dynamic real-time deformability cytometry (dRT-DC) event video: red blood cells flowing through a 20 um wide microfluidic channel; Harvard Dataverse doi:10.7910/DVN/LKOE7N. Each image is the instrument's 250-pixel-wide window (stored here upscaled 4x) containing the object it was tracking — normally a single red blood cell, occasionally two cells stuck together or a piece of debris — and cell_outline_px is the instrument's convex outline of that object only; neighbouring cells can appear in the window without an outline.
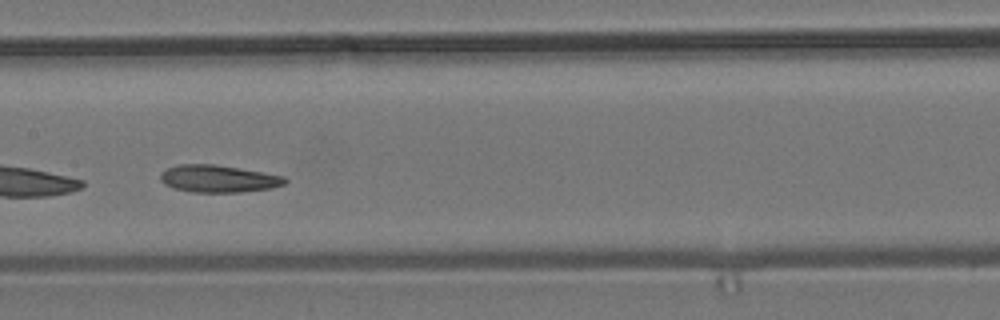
{"species": "common noctule bat (a hibernating species)", "species_latin": "Nyctalus noctula", "temperature_condition": "room temperature", "stored_images_in_passage": 13, "camera_frame_rate_fps": 3000, "um_per_image_px": 0.085, "animal": {"sex": "male", "body_mass_g": 19.2, "forearm_length_mm": 51.8}, "frame": {"image": 1, "passage_image": 6, "time_ms": 7.667, "image_size_px": [1000, 320], "cell_outline_px": [[288, 180], [284, 184], [272, 188], [240, 192], [192, 192], [172, 188], [164, 184], [160, 180], [160, 172], [176, 164], [216, 164], [284, 176]], "centroid_in_image_um": [18.52, 15.19], "position_along_channel_um": 188.9, "area_um2": 19.88}}
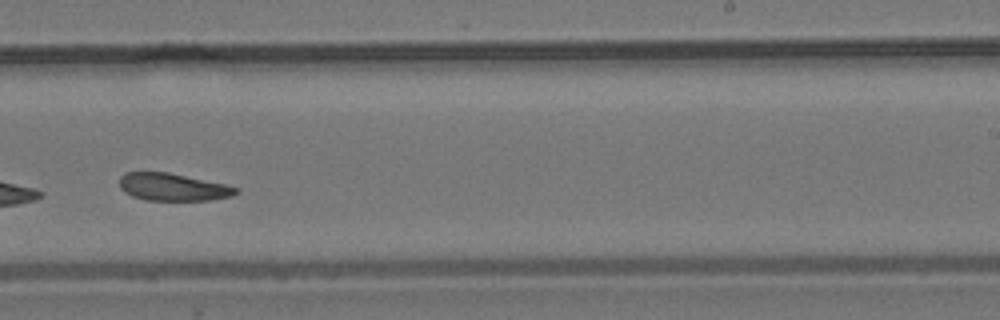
{"frame": {"image": 2, "passage_image": 8, "time_ms": 10.0, "image_size_px": [1000, 320], "cell_outline_px": [[240, 192], [232, 196], [208, 200], [148, 200], [132, 196], [124, 192], [120, 188], [120, 176], [124, 172], [168, 172], [228, 184], [240, 188]], "centroid_in_image_um": [14.73, 15.89], "position_along_channel_um": 274.3, "area_um2": 18.84}}
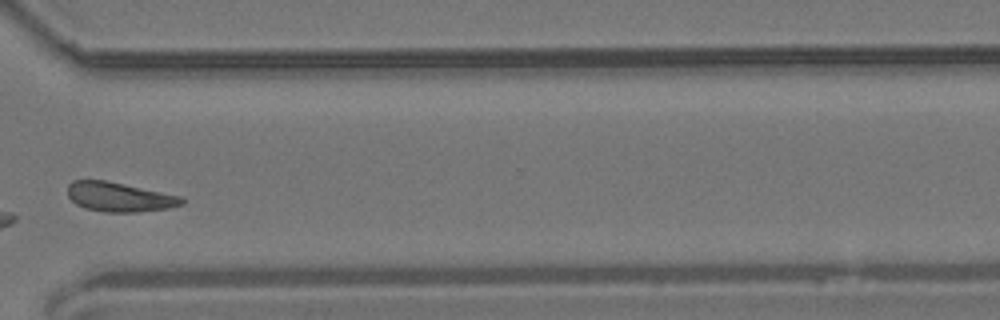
{"frame": {"image": 3, "passage_image": 10, "time_ms": 12.333, "image_size_px": [1000, 320], "cell_outline_px": [[184, 204], [168, 208], [140, 212], [104, 212], [84, 208], [76, 204], [68, 196], [68, 184], [72, 180], [104, 180], [184, 196]], "centroid_in_image_um": [10.17, 16.75], "position_along_channel_um": 360.4, "area_um2": 19.71}}